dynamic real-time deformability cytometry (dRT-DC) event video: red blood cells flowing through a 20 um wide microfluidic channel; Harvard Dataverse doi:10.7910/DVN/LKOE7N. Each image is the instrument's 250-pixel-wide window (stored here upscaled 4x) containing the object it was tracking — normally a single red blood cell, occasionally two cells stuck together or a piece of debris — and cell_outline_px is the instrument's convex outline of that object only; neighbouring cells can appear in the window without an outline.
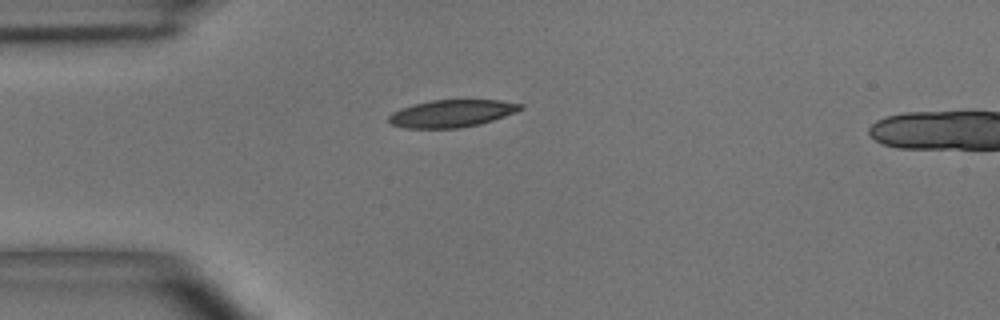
{"species": "common noctule bat (a hibernating species)", "species_latin": "Nyctalus noctula", "temperature_condition": "room temperature", "stored_images_in_passage": 2, "camera_frame_rate_fps": 3000, "um_per_image_px": 0.085, "animal": {"sex": "male", "body_mass_g": 15.6}, "frame": {"image": 1, "passage_image": 1, "time_ms": 0.0, "image_size_px": [1000, 320], "cell_outline_px": [[524, 108], [516, 112], [480, 124], [460, 128], [404, 128], [392, 124], [388, 120], [388, 116], [392, 112], [400, 108], [412, 104], [432, 100], [500, 100], [524, 104]], "centroid_in_image_um": [38.4, 9.64], "position_along_channel_um": 46.6, "area_um2": 21.1}}